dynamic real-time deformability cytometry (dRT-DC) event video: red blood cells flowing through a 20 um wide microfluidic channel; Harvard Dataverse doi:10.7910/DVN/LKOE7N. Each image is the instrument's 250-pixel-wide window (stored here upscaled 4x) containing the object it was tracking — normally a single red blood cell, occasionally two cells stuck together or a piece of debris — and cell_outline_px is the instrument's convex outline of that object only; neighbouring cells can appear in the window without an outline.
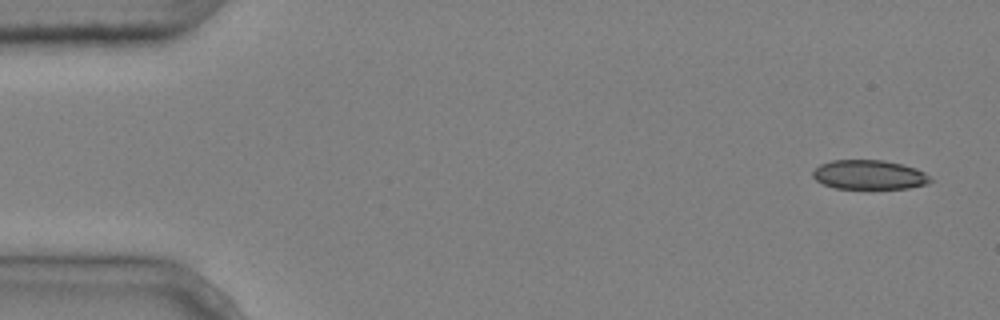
{"species": "common noctule bat (a hibernating species)", "species_latin": "Nyctalus noctula", "temperature_condition": "cold", "stored_images_in_passage": 6, "segment_of_instrument_passage": [2, 2], "camera_frame_rate_fps": 3000, "um_per_image_px": 0.085, "animal": {"sex": "male", "body_mass_g": 20.4}, "frame": {"image": 1, "passage_image": 6, "time_ms": 1.667, "image_size_px": [1000, 320], "cell_outline_px": [[932, 180], [928, 184], [908, 188], [836, 188], [824, 184], [816, 180], [812, 176], [812, 172], [820, 164], [832, 160], [884, 160], [916, 168], [924, 172]], "centroid_in_image_um": [73.87, 14.85], "position_along_channel_um": 11.1, "area_um2": 19.94}}